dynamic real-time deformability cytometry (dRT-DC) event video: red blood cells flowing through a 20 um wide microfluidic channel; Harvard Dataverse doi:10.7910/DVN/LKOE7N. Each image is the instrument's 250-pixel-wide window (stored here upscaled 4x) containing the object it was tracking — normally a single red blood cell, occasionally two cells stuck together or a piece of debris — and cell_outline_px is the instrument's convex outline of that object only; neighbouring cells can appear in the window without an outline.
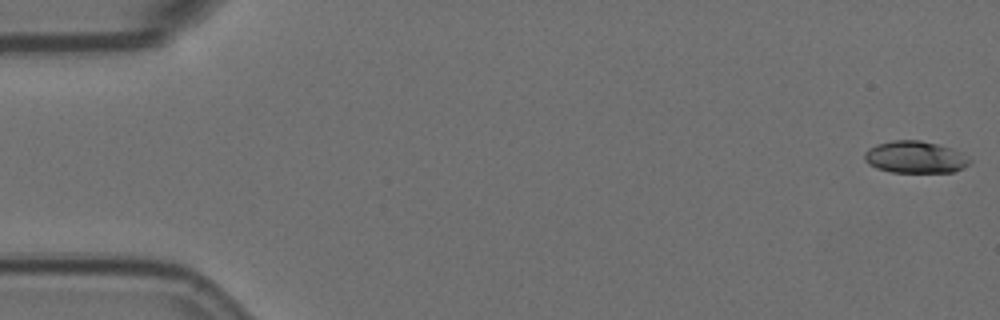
{"species": "Egyptian fruit bat (a non-hibernating species)", "species_latin": "Rousettus aegyptiacus", "temperature_condition": "room temperature", "stored_images_in_passage": 57, "camera_frame_rate_fps": 3000, "um_per_image_px": 0.085, "animal": {"sex": "female"}, "frame": {"image": 1, "passage_image": 1, "time_ms": 0.0, "image_size_px": [1000, 320], "cell_outline_px": [[972, 164], [964, 168], [952, 172], [892, 172], [876, 168], [868, 164], [864, 160], [864, 152], [868, 148], [876, 144], [892, 140], [920, 140], [936, 144], [960, 152], [972, 160]], "centroid_in_image_um": [77.77, 13.36], "position_along_channel_um": 7.2, "area_um2": 19.71}}
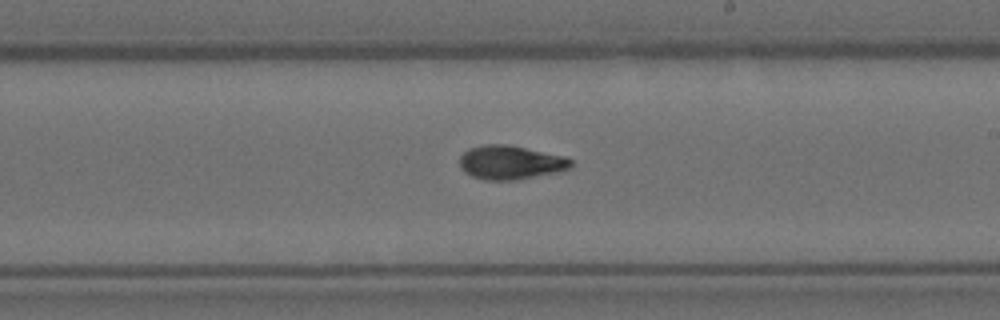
{"frame": {"image": 2, "passage_image": 33, "time_ms": 10.667, "image_size_px": [1000, 320], "cell_outline_px": [[572, 168], [560, 172], [516, 180], [484, 180], [472, 176], [464, 172], [460, 168], [460, 156], [468, 148], [484, 144], [508, 144], [564, 156], [572, 160]], "centroid_in_image_um": [43.4, 13.81], "position_along_channel_um": 245.6, "area_um2": 22.25}}
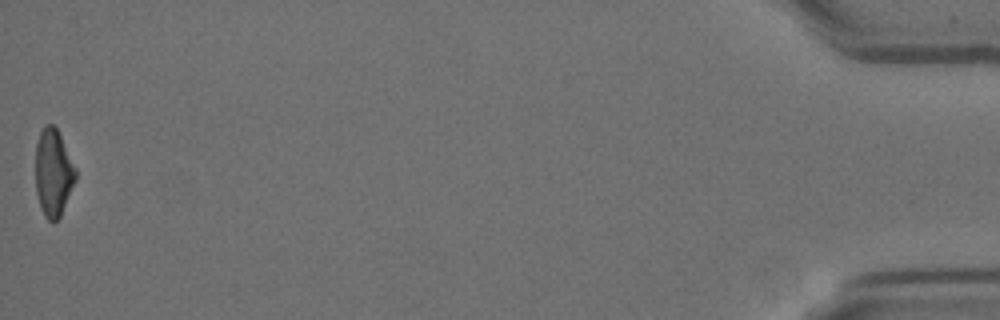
{"frame": {"image": 3, "passage_image": 57, "time_ms": 18.667, "image_size_px": [1000, 320], "cell_outline_px": [[76, 180], [60, 216], [52, 224], [44, 216], [40, 208], [36, 192], [36, 144], [40, 132], [44, 124], [52, 124], [56, 128], [76, 168]], "centroid_in_image_um": [4.52, 14.7], "position_along_channel_um": 430.7, "area_um2": 20.35}, "authors_computed_cell_mechanics": {"area_um2": 20.8658, "velocity_mm_per_s": 3.5639, "shape_relaxation_time_tau1_ms": 4.622, "shape_relaxation_time_tau2_ms": 3.9776, "deformation_change_tau1": 0.1897, "deformation_change_tau2": 0.1003}}